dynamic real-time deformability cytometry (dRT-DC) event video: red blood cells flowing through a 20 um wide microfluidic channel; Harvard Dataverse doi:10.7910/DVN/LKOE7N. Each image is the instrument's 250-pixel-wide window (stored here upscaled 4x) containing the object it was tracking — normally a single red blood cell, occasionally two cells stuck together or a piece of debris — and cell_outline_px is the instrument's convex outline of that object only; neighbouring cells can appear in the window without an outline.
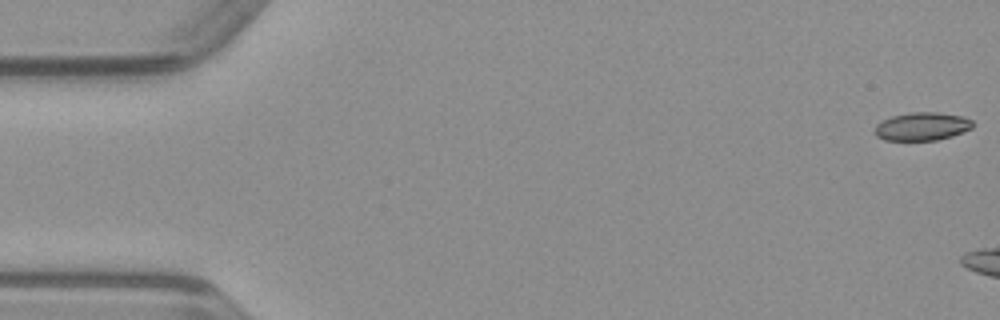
{"species": "common noctule bat (a hibernating species)", "species_latin": "Nyctalus noctula", "temperature_condition": "warm", "stored_images_in_passage": 5, "camera_frame_rate_fps": 3000, "um_per_image_px": 0.085, "animal": {"sex": "male", "body_mass_g": 23.1, "forearm_length_mm": 52.7}, "frame": {"image": 1, "passage_image": 1, "time_ms": 0.0, "image_size_px": [1000, 320], "cell_outline_px": [[972, 128], [952, 136], [936, 140], [884, 140], [876, 136], [872, 132], [876, 124], [880, 120], [892, 116], [912, 112], [936, 112], [964, 116], [972, 120]], "centroid_in_image_um": [78.32, 10.74], "position_along_channel_um": 6.7, "area_um2": 16.24}}